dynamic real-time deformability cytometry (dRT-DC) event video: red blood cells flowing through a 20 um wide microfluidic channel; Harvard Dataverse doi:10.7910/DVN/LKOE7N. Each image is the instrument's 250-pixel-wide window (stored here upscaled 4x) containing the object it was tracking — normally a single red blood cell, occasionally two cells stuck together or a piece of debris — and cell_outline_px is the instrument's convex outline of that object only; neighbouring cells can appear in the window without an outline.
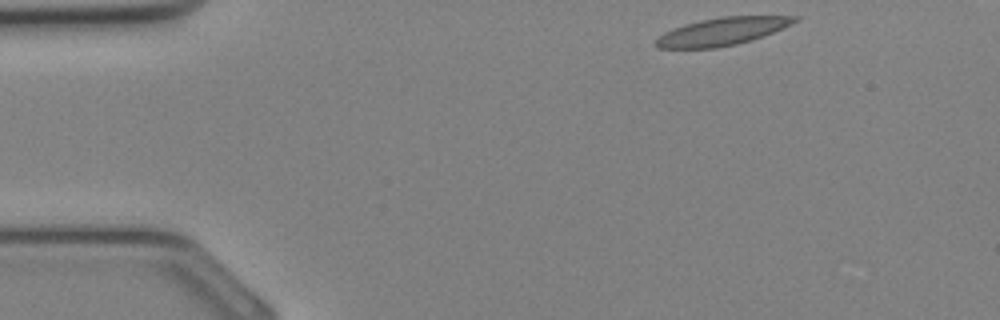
{"species": "Egyptian fruit bat (a non-hibernating species)", "species_latin": "Rousettus aegyptiacus", "temperature_condition": "cold", "stored_images_in_passage": 31, "camera_frame_rate_fps": 3000, "um_per_image_px": 0.085, "animal": {"sex": "female"}, "frame": {"image": 1, "passage_image": 1, "time_ms": 0.0, "image_size_px": [1000, 320], "cell_outline_px": [[800, 20], [792, 24], [764, 36], [752, 40], [736, 44], [716, 48], [660, 48], [652, 44], [652, 40], [656, 36], [672, 28], [684, 24], [700, 20], [720, 16], [800, 16]], "centroid_in_image_um": [61.33, 2.67], "position_along_channel_um": 23.7, "area_um2": 22.77}}
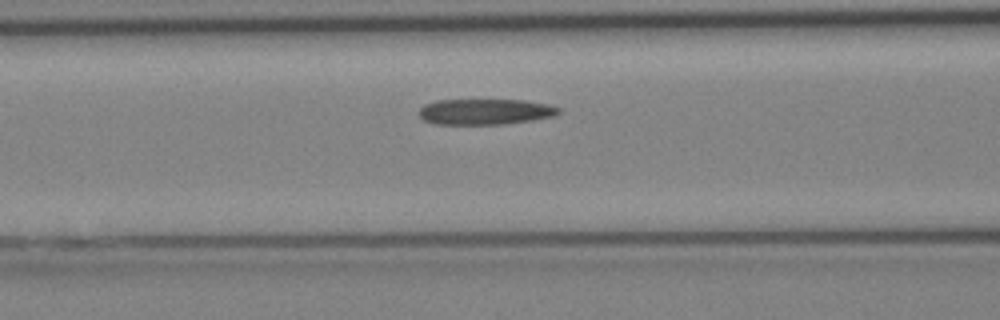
{"frame": {"image": 2, "passage_image": 10, "time_ms": 3.0, "image_size_px": [1000, 320], "cell_outline_px": [[560, 112], [556, 116], [532, 120], [504, 124], [432, 124], [424, 120], [416, 112], [424, 104], [436, 100], [524, 100], [548, 104], [560, 108]], "centroid_in_image_um": [41.22, 9.49], "position_along_channel_um": 125.4, "area_um2": 21.15}}
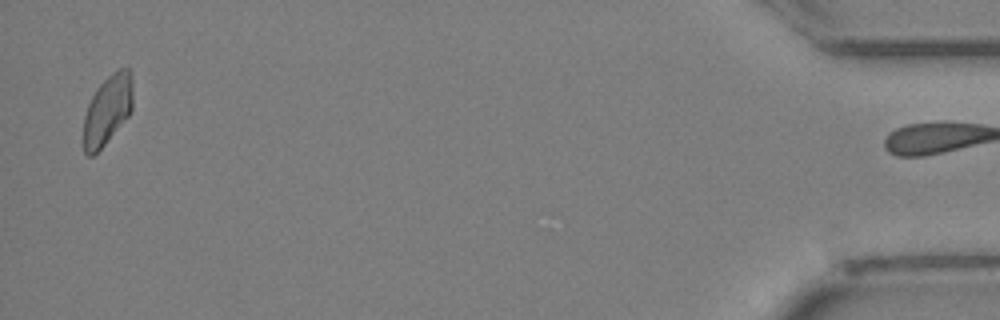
{"frame": {"image": 3, "passage_image": 30, "time_ms": 9.667, "image_size_px": [1000, 320], "cell_outline_px": [[132, 108], [128, 116], [104, 144], [92, 156], [88, 156], [84, 152], [84, 116], [88, 104], [96, 88], [112, 72], [120, 68], [128, 68], [132, 76]], "centroid_in_image_um": [9.14, 9.31], "position_along_channel_um": 426.1, "area_um2": 19.71}}